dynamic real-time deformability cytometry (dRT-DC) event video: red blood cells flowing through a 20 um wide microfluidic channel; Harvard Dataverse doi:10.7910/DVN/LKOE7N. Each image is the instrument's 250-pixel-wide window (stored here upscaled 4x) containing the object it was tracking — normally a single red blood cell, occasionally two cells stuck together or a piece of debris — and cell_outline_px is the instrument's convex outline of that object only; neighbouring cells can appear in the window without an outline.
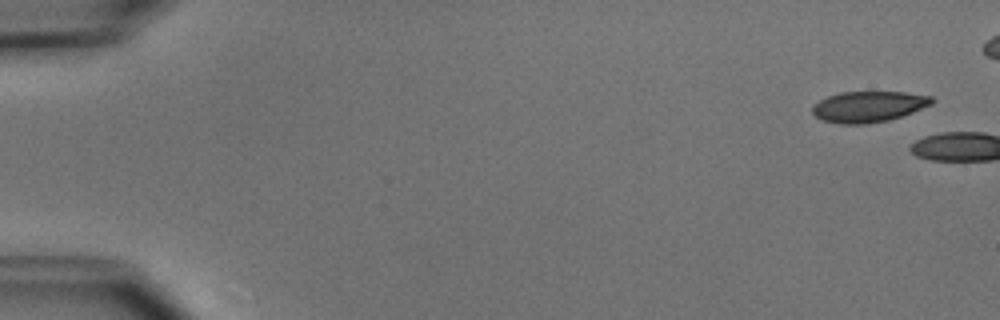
{"species": "common noctule bat (a hibernating species)", "species_latin": "Nyctalus noctula", "temperature_condition": "cold", "stored_images_in_passage": 8, "camera_frame_rate_fps": 3000, "um_per_image_px": 0.085, "animal": {"sex": "male", "body_mass_g": 15.6}, "frame": {"image": 1, "passage_image": 1, "time_ms": 0.0, "image_size_px": [1000, 320], "cell_outline_px": [[936, 100], [932, 104], [912, 112], [888, 120], [864, 124], [840, 124], [824, 120], [816, 116], [812, 112], [812, 104], [828, 96], [840, 92], [904, 92], [932, 96]], "centroid_in_image_um": [73.83, 9.05], "position_along_channel_um": 11.2, "area_um2": 21.44}}
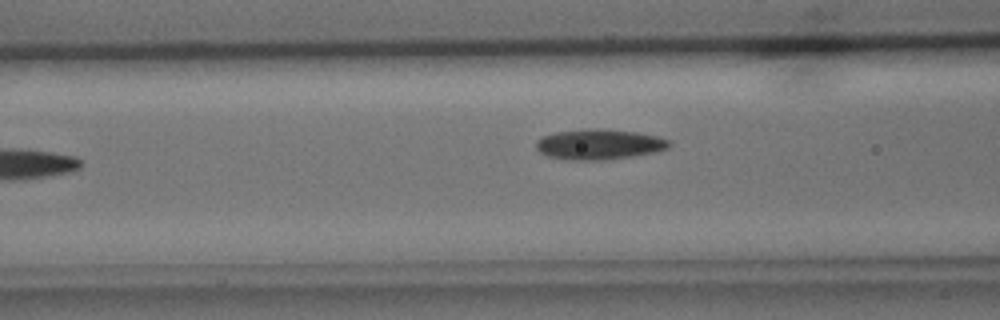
{"frame": {"image": 2, "passage_image": 7, "time_ms": 8.667, "image_size_px": [1000, 320], "cell_outline_px": [[672, 144], [668, 148], [656, 152], [632, 156], [604, 160], [572, 160], [548, 156], [540, 152], [536, 148], [536, 140], [544, 136], [556, 132], [584, 128], [596, 128], [636, 132], [656, 136], [668, 140]], "centroid_in_image_um": [50.92, 12.26], "position_along_channel_um": 115.7, "area_um2": 23.52}}